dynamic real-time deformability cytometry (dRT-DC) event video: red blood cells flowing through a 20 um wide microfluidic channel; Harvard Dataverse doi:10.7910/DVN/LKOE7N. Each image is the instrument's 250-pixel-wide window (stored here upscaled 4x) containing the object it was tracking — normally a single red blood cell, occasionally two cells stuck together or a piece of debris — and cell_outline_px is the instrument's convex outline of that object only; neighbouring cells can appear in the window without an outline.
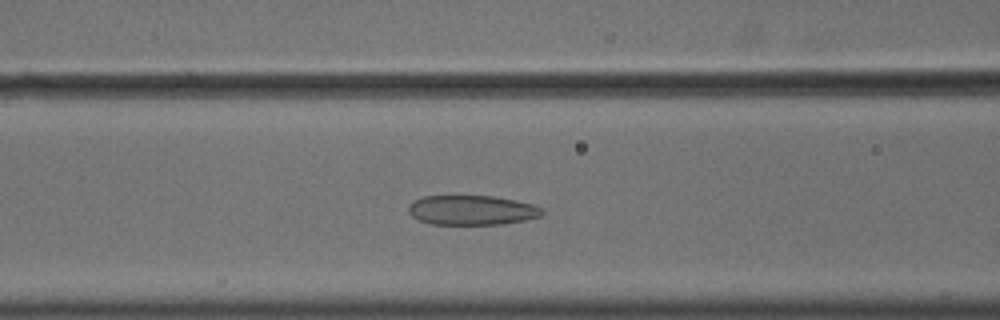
{"species": "common noctule bat (a hibernating species)", "species_latin": "Nyctalus noctula", "temperature_condition": "cold", "stored_images_in_passage": 56, "camera_frame_rate_fps": 3000, "um_per_image_px": 0.085, "animal": {"sex": "male", "body_mass_g": 18.8}, "frame": {"image": 1, "passage_image": 24, "time_ms": 7.667, "image_size_px": [1000, 320], "cell_outline_px": [[544, 212], [540, 216], [524, 220], [500, 224], [432, 224], [420, 220], [412, 216], [408, 212], [408, 204], [424, 196], [492, 196], [516, 200], [532, 204], [544, 208]], "centroid_in_image_um": [40.11, 17.86], "position_along_channel_um": 126.5, "area_um2": 23.0}}
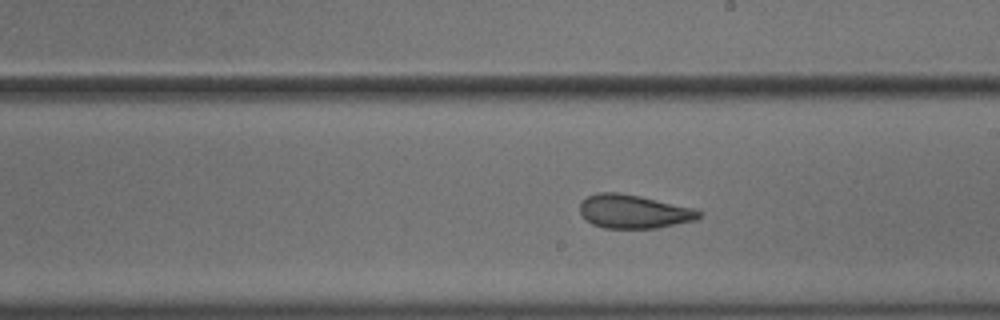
{"frame": {"image": 2, "passage_image": 33, "time_ms": 10.667, "image_size_px": [1000, 320], "cell_outline_px": [[700, 216], [696, 220], [656, 228], [604, 228], [592, 224], [580, 212], [580, 204], [588, 196], [600, 192], [620, 192], [640, 196], [696, 208], [700, 212]], "centroid_in_image_um": [53.89, 17.97], "position_along_channel_um": 235.1, "area_um2": 23.24}}
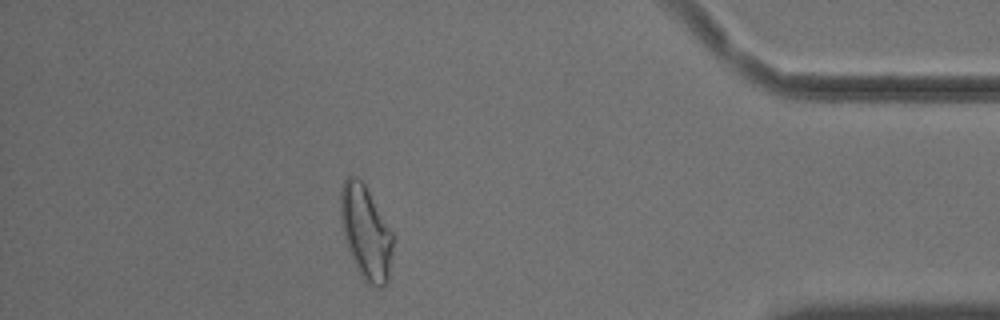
{"frame": {"image": 3, "passage_image": 50, "time_ms": 16.333, "image_size_px": [1000, 320], "cell_outline_px": [[392, 248], [388, 280], [380, 288], [376, 288], [368, 284], [360, 276], [352, 260], [344, 236], [340, 220], [340, 188], [344, 180], [348, 176], [356, 176], [364, 184], [392, 232]], "centroid_in_image_um": [31.06, 19.77], "position_along_channel_um": 404.1, "area_um2": 28.38}, "authors_computed_cell_mechanics": {"area_um2": 26.3568, "velocity_mm_per_s": 3.6195, "shape_relaxation_time_tau1_ms": 7.8903, "shape_relaxation_time_tau2_ms": 2.2284, "deformation_change_tau1": 0.1828, "deformation_change_tau2": 0.1041}}